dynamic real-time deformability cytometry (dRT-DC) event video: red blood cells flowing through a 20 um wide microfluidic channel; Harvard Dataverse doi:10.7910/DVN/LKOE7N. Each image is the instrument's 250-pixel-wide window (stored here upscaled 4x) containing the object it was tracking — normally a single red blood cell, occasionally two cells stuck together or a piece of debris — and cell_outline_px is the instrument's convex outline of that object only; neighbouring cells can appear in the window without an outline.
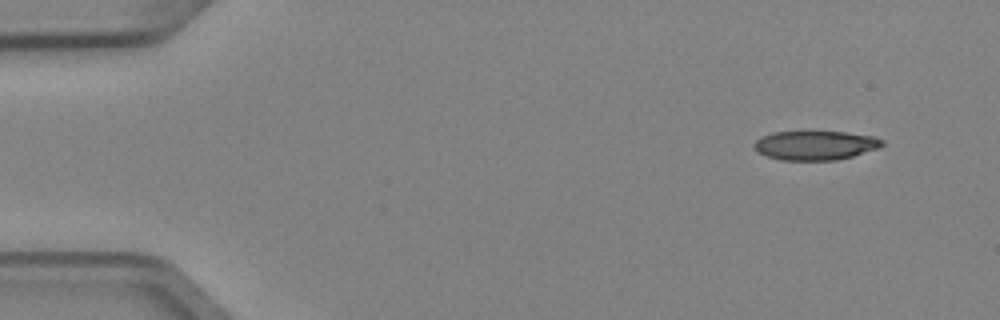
{"species": "Egyptian fruit bat (a non-hibernating species)", "species_latin": "Rousettus aegyptiacus", "temperature_condition": "cold", "stored_images_in_passage": 5, "camera_frame_rate_fps": 3000, "um_per_image_px": 0.085, "animal": {"sex": "female"}, "frame": {"image": 1, "passage_image": 1, "time_ms": 0.0, "image_size_px": [1000, 320], "cell_outline_px": [[884, 144], [880, 148], [852, 156], [836, 160], [780, 160], [756, 152], [752, 148], [752, 144], [756, 140], [772, 132], [844, 132], [876, 136], [884, 140]], "centroid_in_image_um": [69.31, 12.35], "position_along_channel_um": 15.7, "area_um2": 21.91}}
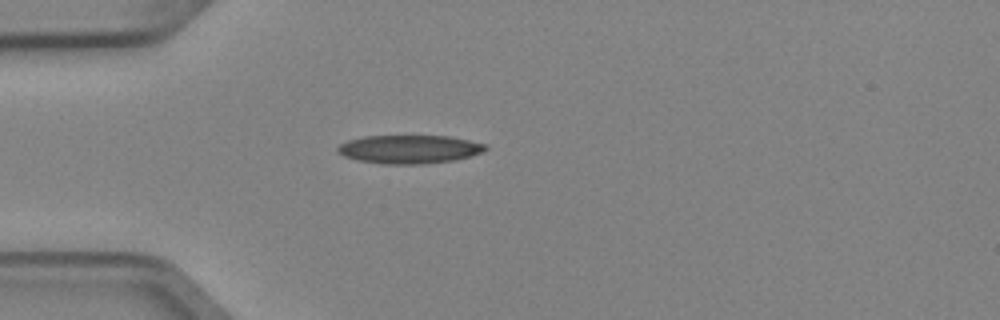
{"frame": {"image": 2, "passage_image": 4, "time_ms": 1.0, "image_size_px": [1000, 320], "cell_outline_px": [[488, 148], [480, 152], [468, 156], [452, 160], [424, 164], [384, 164], [356, 160], [344, 156], [336, 148], [340, 144], [348, 140], [364, 136], [448, 136], [488, 144]], "centroid_in_image_um": [34.77, 12.68], "position_along_channel_um": 50.2, "area_um2": 24.33}}